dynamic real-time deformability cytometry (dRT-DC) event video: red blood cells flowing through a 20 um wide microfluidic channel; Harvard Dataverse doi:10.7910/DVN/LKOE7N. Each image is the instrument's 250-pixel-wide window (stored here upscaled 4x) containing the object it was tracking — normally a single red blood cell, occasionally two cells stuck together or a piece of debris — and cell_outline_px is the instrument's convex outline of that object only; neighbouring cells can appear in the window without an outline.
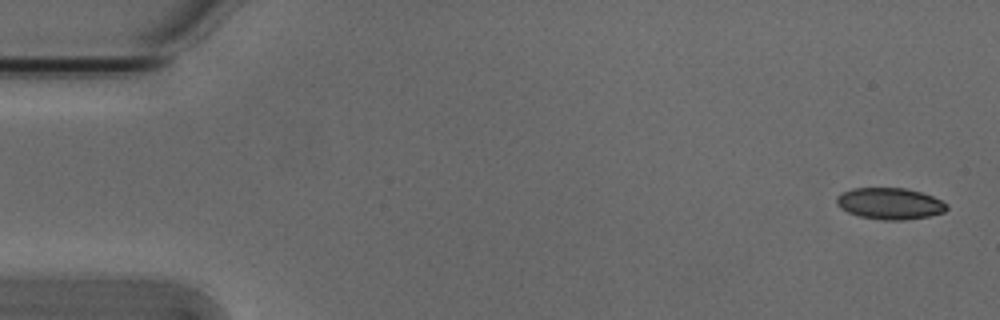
{"species": "Egyptian fruit bat (a non-hibernating species)", "species_latin": "Rousettus aegyptiacus", "temperature_condition": "cold", "stored_images_in_passage": 6, "camera_frame_rate_fps": 3000, "um_per_image_px": 0.085, "animal": {"sex": "male"}, "frame": {"image": 1, "passage_image": 1, "time_ms": 0.0, "image_size_px": [1000, 320], "cell_outline_px": [[948, 208], [944, 212], [928, 216], [904, 220], [880, 220], [860, 216], [848, 212], [840, 208], [836, 204], [836, 196], [852, 188], [904, 188], [920, 192], [932, 196], [948, 204]], "centroid_in_image_um": [75.62, 17.31], "position_along_channel_um": 9.4, "area_um2": 20.17}}